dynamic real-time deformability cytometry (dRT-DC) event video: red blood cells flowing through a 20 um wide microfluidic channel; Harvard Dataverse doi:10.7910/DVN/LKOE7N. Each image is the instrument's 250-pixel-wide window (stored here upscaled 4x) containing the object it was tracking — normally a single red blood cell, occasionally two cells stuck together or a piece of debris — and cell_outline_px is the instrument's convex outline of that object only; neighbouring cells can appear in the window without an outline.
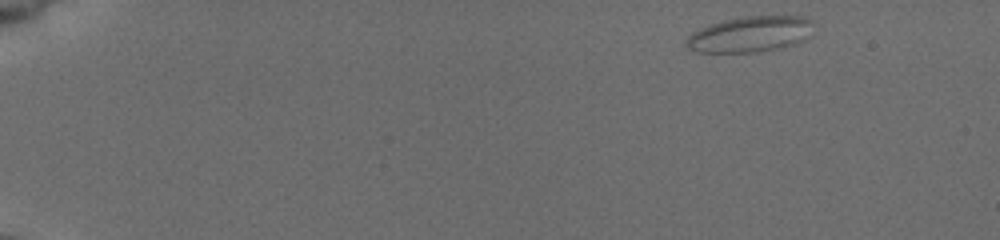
{"species": "common noctule bat (a hibernating species)", "species_latin": "Nyctalus noctula", "temperature_condition": "cold", "stored_images_in_passage": 50, "camera_frame_rate_fps": 3000, "um_per_image_px": 0.085, "animal": {"sex": "female", "body_mass_g": 19.5, "forearm_length_mm": 54.1}, "frame": {"image": 1, "passage_image": 1, "time_ms": 0.0, "image_size_px": [1000, 240], "cell_outline_px": [[808, 20], [804, 36], [800, 40], [792, 44], [756, 52], [696, 52], [688, 48], [688, 36], [692, 32], [700, 28], [724, 20], [744, 16], [800, 16]], "centroid_in_image_um": [63.6, 2.91], "position_along_channel_um": 21.4, "area_um2": 25.26}}
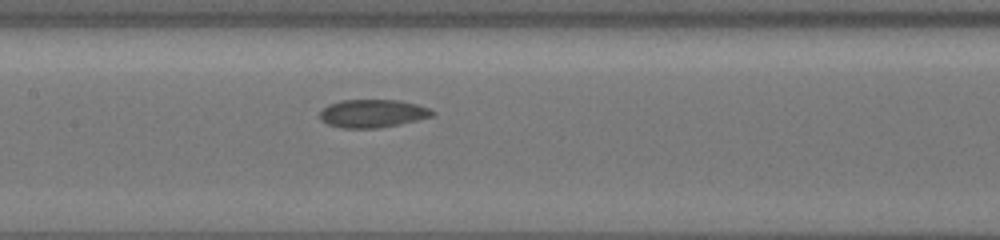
{"frame": {"image": 2, "passage_image": 24, "time_ms": 7.667, "image_size_px": [1000, 240], "cell_outline_px": [[436, 112], [432, 116], [416, 120], [376, 128], [344, 128], [328, 124], [320, 120], [320, 112], [328, 104], [340, 100], [400, 100], [432, 108]], "centroid_in_image_um": [31.67, 9.63], "position_along_channel_um": 175.7, "area_um2": 18.32}}
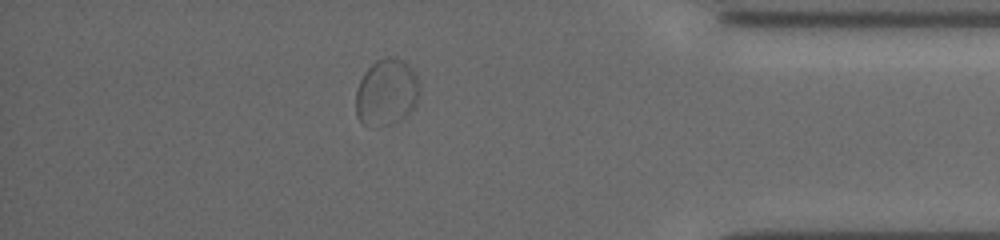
{"frame": {"image": 3, "passage_image": 44, "time_ms": 14.333, "image_size_px": [1000, 240], "cell_outline_px": [[420, 92], [416, 104], [412, 112], [380, 128], [372, 128], [364, 124], [356, 116], [356, 92], [360, 80], [364, 72], [376, 60], [392, 56], [396, 56], [404, 60], [412, 68], [420, 84]], "centroid_in_image_um": [32.86, 7.84], "position_along_channel_um": 402.3, "area_um2": 25.14}, "authors_computed_cell_mechanics": {"area_um2": 19.1896, "velocity_mm_per_s": 3.762, "shape_relaxation_time_tau1_ms": 2.8762, "shape_relaxation_time_tau2_ms": null, "deformation_change_tau1": 0.0634, "deformation_change_tau2": null}}